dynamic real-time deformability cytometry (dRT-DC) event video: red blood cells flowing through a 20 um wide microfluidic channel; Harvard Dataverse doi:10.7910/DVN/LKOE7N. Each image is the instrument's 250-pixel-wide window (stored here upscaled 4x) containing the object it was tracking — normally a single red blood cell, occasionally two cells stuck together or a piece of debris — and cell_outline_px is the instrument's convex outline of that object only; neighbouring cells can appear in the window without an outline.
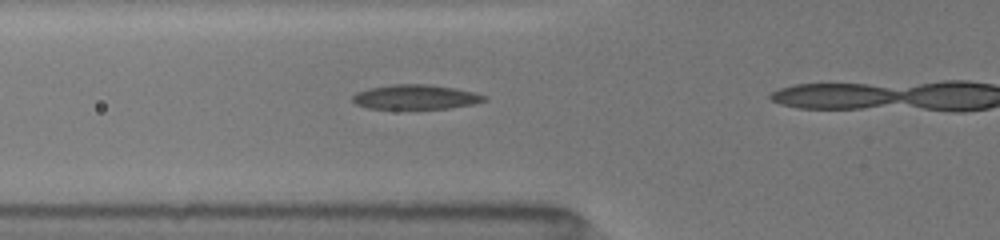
{"species": "common noctule bat (a hibernating species)", "species_latin": "Nyctalus noctula", "temperature_condition": "room temperature", "stored_images_in_passage": 13, "camera_frame_rate_fps": 3000, "um_per_image_px": 0.085, "animal": {"sex": "female", "body_mass_g": 19.5, "forearm_length_mm": 54.1}, "frame": {"image": 1, "passage_image": 8, "time_ms": 2.0, "image_size_px": [1000, 240], "cell_outline_px": [[488, 100], [472, 104], [448, 108], [368, 108], [356, 104], [352, 100], [352, 96], [356, 92], [368, 88], [392, 84], [428, 84], [456, 88], [476, 92], [488, 96]], "centroid_in_image_um": [35.36, 8.23], "position_along_channel_um": 90.4, "area_um2": 18.9}}
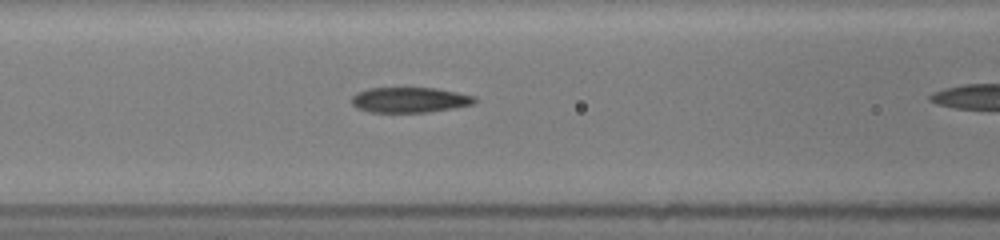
{"frame": {"image": 2, "passage_image": 12, "time_ms": 3.0, "image_size_px": [1000, 240], "cell_outline_px": [[476, 100], [472, 104], [456, 108], [424, 112], [372, 112], [356, 108], [352, 104], [352, 96], [356, 92], [368, 88], [436, 88], [476, 96]], "centroid_in_image_um": [34.81, 8.49], "position_along_channel_um": 131.8, "area_um2": 18.15}}